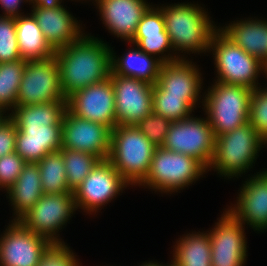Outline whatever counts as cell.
Returning <instances> with one entry per match:
<instances>
[{
	"label": "cell",
	"instance_id": "1",
	"mask_svg": "<svg viewBox=\"0 0 267 266\" xmlns=\"http://www.w3.org/2000/svg\"><path fill=\"white\" fill-rule=\"evenodd\" d=\"M103 42L84 33L78 40L55 51L60 86L66 99L77 90L110 77L112 50Z\"/></svg>",
	"mask_w": 267,
	"mask_h": 266
},
{
	"label": "cell",
	"instance_id": "2",
	"mask_svg": "<svg viewBox=\"0 0 267 266\" xmlns=\"http://www.w3.org/2000/svg\"><path fill=\"white\" fill-rule=\"evenodd\" d=\"M159 8L163 13L165 30L173 52H209L212 35L218 28L212 24L204 8L191 3H175Z\"/></svg>",
	"mask_w": 267,
	"mask_h": 266
},
{
	"label": "cell",
	"instance_id": "3",
	"mask_svg": "<svg viewBox=\"0 0 267 266\" xmlns=\"http://www.w3.org/2000/svg\"><path fill=\"white\" fill-rule=\"evenodd\" d=\"M156 148L135 125L115 126L107 160L130 185L140 186L149 173Z\"/></svg>",
	"mask_w": 267,
	"mask_h": 266
},
{
	"label": "cell",
	"instance_id": "4",
	"mask_svg": "<svg viewBox=\"0 0 267 266\" xmlns=\"http://www.w3.org/2000/svg\"><path fill=\"white\" fill-rule=\"evenodd\" d=\"M265 144L267 145L247 122L233 131L216 137L214 155L207 170L214 168V171H218L222 177L238 178L252 168Z\"/></svg>",
	"mask_w": 267,
	"mask_h": 266
},
{
	"label": "cell",
	"instance_id": "5",
	"mask_svg": "<svg viewBox=\"0 0 267 266\" xmlns=\"http://www.w3.org/2000/svg\"><path fill=\"white\" fill-rule=\"evenodd\" d=\"M252 91L245 86L218 81L208 88L202 105L215 137L248 122Z\"/></svg>",
	"mask_w": 267,
	"mask_h": 266
},
{
	"label": "cell",
	"instance_id": "6",
	"mask_svg": "<svg viewBox=\"0 0 267 266\" xmlns=\"http://www.w3.org/2000/svg\"><path fill=\"white\" fill-rule=\"evenodd\" d=\"M209 51H212L215 59L218 74L215 81L252 90L258 88V75L265 70V65L237 46L219 28L212 35Z\"/></svg>",
	"mask_w": 267,
	"mask_h": 266
},
{
	"label": "cell",
	"instance_id": "7",
	"mask_svg": "<svg viewBox=\"0 0 267 266\" xmlns=\"http://www.w3.org/2000/svg\"><path fill=\"white\" fill-rule=\"evenodd\" d=\"M205 172L207 168L194 157L157 147L149 173L140 185L171 194L196 182Z\"/></svg>",
	"mask_w": 267,
	"mask_h": 266
},
{
	"label": "cell",
	"instance_id": "8",
	"mask_svg": "<svg viewBox=\"0 0 267 266\" xmlns=\"http://www.w3.org/2000/svg\"><path fill=\"white\" fill-rule=\"evenodd\" d=\"M215 140L207 118L190 116L171 123L161 147L194 157L208 169L214 155Z\"/></svg>",
	"mask_w": 267,
	"mask_h": 266
},
{
	"label": "cell",
	"instance_id": "9",
	"mask_svg": "<svg viewBox=\"0 0 267 266\" xmlns=\"http://www.w3.org/2000/svg\"><path fill=\"white\" fill-rule=\"evenodd\" d=\"M67 101L60 86L55 56L27 61L17 93V106Z\"/></svg>",
	"mask_w": 267,
	"mask_h": 266
},
{
	"label": "cell",
	"instance_id": "10",
	"mask_svg": "<svg viewBox=\"0 0 267 266\" xmlns=\"http://www.w3.org/2000/svg\"><path fill=\"white\" fill-rule=\"evenodd\" d=\"M77 210L73 193L46 194L18 221L53 244H64L57 234ZM57 235V236H56Z\"/></svg>",
	"mask_w": 267,
	"mask_h": 266
},
{
	"label": "cell",
	"instance_id": "11",
	"mask_svg": "<svg viewBox=\"0 0 267 266\" xmlns=\"http://www.w3.org/2000/svg\"><path fill=\"white\" fill-rule=\"evenodd\" d=\"M130 185L107 160L99 161L81 185L73 191L76 208L87 213L98 212L101 206L116 198Z\"/></svg>",
	"mask_w": 267,
	"mask_h": 266
},
{
	"label": "cell",
	"instance_id": "12",
	"mask_svg": "<svg viewBox=\"0 0 267 266\" xmlns=\"http://www.w3.org/2000/svg\"><path fill=\"white\" fill-rule=\"evenodd\" d=\"M110 79L115 94L116 126L137 125L153 112V85L133 77L114 74Z\"/></svg>",
	"mask_w": 267,
	"mask_h": 266
},
{
	"label": "cell",
	"instance_id": "13",
	"mask_svg": "<svg viewBox=\"0 0 267 266\" xmlns=\"http://www.w3.org/2000/svg\"><path fill=\"white\" fill-rule=\"evenodd\" d=\"M0 238V266H38L53 243L19 221H11Z\"/></svg>",
	"mask_w": 267,
	"mask_h": 266
},
{
	"label": "cell",
	"instance_id": "14",
	"mask_svg": "<svg viewBox=\"0 0 267 266\" xmlns=\"http://www.w3.org/2000/svg\"><path fill=\"white\" fill-rule=\"evenodd\" d=\"M111 129L103 124L79 118L68 109L62 120V148L85 152L100 161L108 158Z\"/></svg>",
	"mask_w": 267,
	"mask_h": 266
},
{
	"label": "cell",
	"instance_id": "15",
	"mask_svg": "<svg viewBox=\"0 0 267 266\" xmlns=\"http://www.w3.org/2000/svg\"><path fill=\"white\" fill-rule=\"evenodd\" d=\"M67 109L79 118L103 124L112 130L116 126V117L110 77L71 94L67 98Z\"/></svg>",
	"mask_w": 267,
	"mask_h": 266
},
{
	"label": "cell",
	"instance_id": "16",
	"mask_svg": "<svg viewBox=\"0 0 267 266\" xmlns=\"http://www.w3.org/2000/svg\"><path fill=\"white\" fill-rule=\"evenodd\" d=\"M210 235L211 266H244L247 257L245 225L228 210L223 212Z\"/></svg>",
	"mask_w": 267,
	"mask_h": 266
},
{
	"label": "cell",
	"instance_id": "17",
	"mask_svg": "<svg viewBox=\"0 0 267 266\" xmlns=\"http://www.w3.org/2000/svg\"><path fill=\"white\" fill-rule=\"evenodd\" d=\"M244 183L236 205L227 210L241 224L262 232L267 229V170L257 172Z\"/></svg>",
	"mask_w": 267,
	"mask_h": 266
},
{
	"label": "cell",
	"instance_id": "18",
	"mask_svg": "<svg viewBox=\"0 0 267 266\" xmlns=\"http://www.w3.org/2000/svg\"><path fill=\"white\" fill-rule=\"evenodd\" d=\"M101 20L109 32L131 42L138 24L151 6L145 0H95Z\"/></svg>",
	"mask_w": 267,
	"mask_h": 266
},
{
	"label": "cell",
	"instance_id": "19",
	"mask_svg": "<svg viewBox=\"0 0 267 266\" xmlns=\"http://www.w3.org/2000/svg\"><path fill=\"white\" fill-rule=\"evenodd\" d=\"M32 8V15L54 51L68 46L84 34L78 20L63 5L49 9L39 6Z\"/></svg>",
	"mask_w": 267,
	"mask_h": 266
},
{
	"label": "cell",
	"instance_id": "20",
	"mask_svg": "<svg viewBox=\"0 0 267 266\" xmlns=\"http://www.w3.org/2000/svg\"><path fill=\"white\" fill-rule=\"evenodd\" d=\"M196 67L186 58L163 63L157 84L167 95L183 96L195 108L200 98L203 80Z\"/></svg>",
	"mask_w": 267,
	"mask_h": 266
},
{
	"label": "cell",
	"instance_id": "21",
	"mask_svg": "<svg viewBox=\"0 0 267 266\" xmlns=\"http://www.w3.org/2000/svg\"><path fill=\"white\" fill-rule=\"evenodd\" d=\"M62 148V125L17 127L15 152L26 163H38L46 154Z\"/></svg>",
	"mask_w": 267,
	"mask_h": 266
},
{
	"label": "cell",
	"instance_id": "22",
	"mask_svg": "<svg viewBox=\"0 0 267 266\" xmlns=\"http://www.w3.org/2000/svg\"><path fill=\"white\" fill-rule=\"evenodd\" d=\"M233 22L219 29L246 53L267 64V21L249 18Z\"/></svg>",
	"mask_w": 267,
	"mask_h": 266
},
{
	"label": "cell",
	"instance_id": "23",
	"mask_svg": "<svg viewBox=\"0 0 267 266\" xmlns=\"http://www.w3.org/2000/svg\"><path fill=\"white\" fill-rule=\"evenodd\" d=\"M43 194L37 163H26L15 183L7 190V197L16 215L13 221H18L25 215Z\"/></svg>",
	"mask_w": 267,
	"mask_h": 266
},
{
	"label": "cell",
	"instance_id": "24",
	"mask_svg": "<svg viewBox=\"0 0 267 266\" xmlns=\"http://www.w3.org/2000/svg\"><path fill=\"white\" fill-rule=\"evenodd\" d=\"M137 47V48H136ZM128 50L122 57H116L112 50V72L119 76L133 77L151 85L157 83L163 62L143 52L138 46Z\"/></svg>",
	"mask_w": 267,
	"mask_h": 266
},
{
	"label": "cell",
	"instance_id": "25",
	"mask_svg": "<svg viewBox=\"0 0 267 266\" xmlns=\"http://www.w3.org/2000/svg\"><path fill=\"white\" fill-rule=\"evenodd\" d=\"M30 15V16H29ZM15 18L18 47L21 58L27 61L44 60L55 51L46 42L37 20L30 13Z\"/></svg>",
	"mask_w": 267,
	"mask_h": 266
},
{
	"label": "cell",
	"instance_id": "26",
	"mask_svg": "<svg viewBox=\"0 0 267 266\" xmlns=\"http://www.w3.org/2000/svg\"><path fill=\"white\" fill-rule=\"evenodd\" d=\"M67 110V101H51L30 106H16L10 118L16 127H44L62 125Z\"/></svg>",
	"mask_w": 267,
	"mask_h": 266
},
{
	"label": "cell",
	"instance_id": "27",
	"mask_svg": "<svg viewBox=\"0 0 267 266\" xmlns=\"http://www.w3.org/2000/svg\"><path fill=\"white\" fill-rule=\"evenodd\" d=\"M176 243L172 260L176 266H211L209 233H187Z\"/></svg>",
	"mask_w": 267,
	"mask_h": 266
},
{
	"label": "cell",
	"instance_id": "28",
	"mask_svg": "<svg viewBox=\"0 0 267 266\" xmlns=\"http://www.w3.org/2000/svg\"><path fill=\"white\" fill-rule=\"evenodd\" d=\"M43 193H73L67 185L63 155L59 151L46 154L38 163Z\"/></svg>",
	"mask_w": 267,
	"mask_h": 266
},
{
	"label": "cell",
	"instance_id": "29",
	"mask_svg": "<svg viewBox=\"0 0 267 266\" xmlns=\"http://www.w3.org/2000/svg\"><path fill=\"white\" fill-rule=\"evenodd\" d=\"M153 113L176 122L191 116L194 107L183 97L167 95L157 83L153 85Z\"/></svg>",
	"mask_w": 267,
	"mask_h": 266
},
{
	"label": "cell",
	"instance_id": "30",
	"mask_svg": "<svg viewBox=\"0 0 267 266\" xmlns=\"http://www.w3.org/2000/svg\"><path fill=\"white\" fill-rule=\"evenodd\" d=\"M27 60L0 63V104L8 110L17 106V93ZM12 107V108H11Z\"/></svg>",
	"mask_w": 267,
	"mask_h": 266
},
{
	"label": "cell",
	"instance_id": "31",
	"mask_svg": "<svg viewBox=\"0 0 267 266\" xmlns=\"http://www.w3.org/2000/svg\"><path fill=\"white\" fill-rule=\"evenodd\" d=\"M68 188L73 192L100 161L97 157L76 150L61 148Z\"/></svg>",
	"mask_w": 267,
	"mask_h": 266
},
{
	"label": "cell",
	"instance_id": "32",
	"mask_svg": "<svg viewBox=\"0 0 267 266\" xmlns=\"http://www.w3.org/2000/svg\"><path fill=\"white\" fill-rule=\"evenodd\" d=\"M15 18L0 16V63L20 60Z\"/></svg>",
	"mask_w": 267,
	"mask_h": 266
},
{
	"label": "cell",
	"instance_id": "33",
	"mask_svg": "<svg viewBox=\"0 0 267 266\" xmlns=\"http://www.w3.org/2000/svg\"><path fill=\"white\" fill-rule=\"evenodd\" d=\"M131 43L133 44V46H138L143 52L147 54L153 55L155 57L157 55V58H159V60H161L163 63L185 58L184 55L183 57H179L180 55L172 56V54L169 53H167L168 55H166V53L164 54V52H167L168 50L170 52L173 51V47L171 46V42L167 33H160V35L153 36H134ZM160 54L162 56H160Z\"/></svg>",
	"mask_w": 267,
	"mask_h": 266
},
{
	"label": "cell",
	"instance_id": "34",
	"mask_svg": "<svg viewBox=\"0 0 267 266\" xmlns=\"http://www.w3.org/2000/svg\"><path fill=\"white\" fill-rule=\"evenodd\" d=\"M248 122L267 143V88L259 86L252 91Z\"/></svg>",
	"mask_w": 267,
	"mask_h": 266
},
{
	"label": "cell",
	"instance_id": "35",
	"mask_svg": "<svg viewBox=\"0 0 267 266\" xmlns=\"http://www.w3.org/2000/svg\"><path fill=\"white\" fill-rule=\"evenodd\" d=\"M171 121L163 116L151 113L140 121L136 127L150 140L156 147H161L169 131Z\"/></svg>",
	"mask_w": 267,
	"mask_h": 266
},
{
	"label": "cell",
	"instance_id": "36",
	"mask_svg": "<svg viewBox=\"0 0 267 266\" xmlns=\"http://www.w3.org/2000/svg\"><path fill=\"white\" fill-rule=\"evenodd\" d=\"M25 160L16 152L0 158V188L7 190L15 183L22 172Z\"/></svg>",
	"mask_w": 267,
	"mask_h": 266
},
{
	"label": "cell",
	"instance_id": "37",
	"mask_svg": "<svg viewBox=\"0 0 267 266\" xmlns=\"http://www.w3.org/2000/svg\"><path fill=\"white\" fill-rule=\"evenodd\" d=\"M151 5L143 14L134 36H153L160 33H167L165 30V22L159 6Z\"/></svg>",
	"mask_w": 267,
	"mask_h": 266
},
{
	"label": "cell",
	"instance_id": "38",
	"mask_svg": "<svg viewBox=\"0 0 267 266\" xmlns=\"http://www.w3.org/2000/svg\"><path fill=\"white\" fill-rule=\"evenodd\" d=\"M65 244H53L43 255L38 266H80L76 255Z\"/></svg>",
	"mask_w": 267,
	"mask_h": 266
},
{
	"label": "cell",
	"instance_id": "39",
	"mask_svg": "<svg viewBox=\"0 0 267 266\" xmlns=\"http://www.w3.org/2000/svg\"><path fill=\"white\" fill-rule=\"evenodd\" d=\"M16 134L17 127L10 117L0 124V158L15 152Z\"/></svg>",
	"mask_w": 267,
	"mask_h": 266
},
{
	"label": "cell",
	"instance_id": "40",
	"mask_svg": "<svg viewBox=\"0 0 267 266\" xmlns=\"http://www.w3.org/2000/svg\"><path fill=\"white\" fill-rule=\"evenodd\" d=\"M23 1L28 2L29 0H0L2 10L4 9V17L16 18L23 15V13L19 11V8H21L20 4L23 3Z\"/></svg>",
	"mask_w": 267,
	"mask_h": 266
},
{
	"label": "cell",
	"instance_id": "41",
	"mask_svg": "<svg viewBox=\"0 0 267 266\" xmlns=\"http://www.w3.org/2000/svg\"><path fill=\"white\" fill-rule=\"evenodd\" d=\"M62 1L63 0H29V3H32V6H39L45 9H49L61 6Z\"/></svg>",
	"mask_w": 267,
	"mask_h": 266
},
{
	"label": "cell",
	"instance_id": "42",
	"mask_svg": "<svg viewBox=\"0 0 267 266\" xmlns=\"http://www.w3.org/2000/svg\"><path fill=\"white\" fill-rule=\"evenodd\" d=\"M5 113H6V108L0 104V124H2L6 119L10 117L9 115L3 116Z\"/></svg>",
	"mask_w": 267,
	"mask_h": 266
},
{
	"label": "cell",
	"instance_id": "43",
	"mask_svg": "<svg viewBox=\"0 0 267 266\" xmlns=\"http://www.w3.org/2000/svg\"><path fill=\"white\" fill-rule=\"evenodd\" d=\"M139 266H167V265H163V264L161 265V264H159V263H156V262H153V261L151 262V261H150V262H148V263L146 262V263H144V264H142V265H139Z\"/></svg>",
	"mask_w": 267,
	"mask_h": 266
},
{
	"label": "cell",
	"instance_id": "44",
	"mask_svg": "<svg viewBox=\"0 0 267 266\" xmlns=\"http://www.w3.org/2000/svg\"><path fill=\"white\" fill-rule=\"evenodd\" d=\"M262 73H265L267 76V64H265V70Z\"/></svg>",
	"mask_w": 267,
	"mask_h": 266
},
{
	"label": "cell",
	"instance_id": "45",
	"mask_svg": "<svg viewBox=\"0 0 267 266\" xmlns=\"http://www.w3.org/2000/svg\"><path fill=\"white\" fill-rule=\"evenodd\" d=\"M172 264H167V266H176L173 262H171Z\"/></svg>",
	"mask_w": 267,
	"mask_h": 266
}]
</instances>
